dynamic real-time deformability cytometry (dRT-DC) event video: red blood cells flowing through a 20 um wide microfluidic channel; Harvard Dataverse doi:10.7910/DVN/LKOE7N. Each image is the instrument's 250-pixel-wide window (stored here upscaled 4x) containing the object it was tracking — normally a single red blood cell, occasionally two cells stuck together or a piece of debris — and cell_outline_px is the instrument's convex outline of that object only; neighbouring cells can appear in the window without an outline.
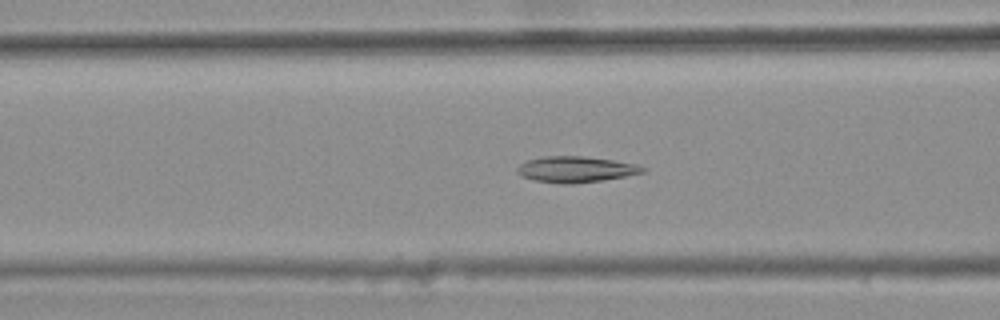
{"species": "common noctule bat (a hibernating species)", "species_latin": "Nyctalus noctula", "temperature_condition": "warm", "stored_images_in_passage": 42, "camera_frame_rate_fps": 3000, "um_per_image_px": 0.085, "animal": {"sex": "female", "body_mass_g": 25.1}, "frame": {"image": 1, "passage_image": 17, "time_ms": 5.333, "image_size_px": [1000, 320], "cell_outline_px": [[648, 168], [644, 172], [624, 176], [600, 180], [572, 184], [564, 184], [536, 180], [524, 176], [516, 172], [516, 168], [520, 164], [528, 160], [544, 156], [584, 156], [612, 160], [636, 164]], "centroid_in_image_um": [48.94, 14.38], "position_along_channel_um": 117.7, "area_um2": 18.73}}
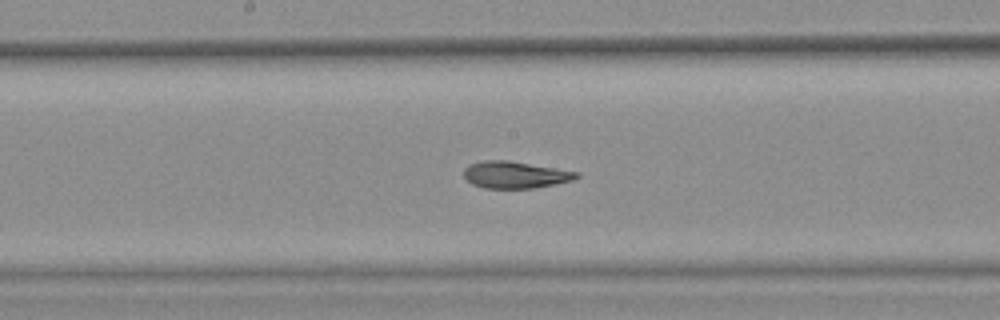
{"frame": {"image": 2, "passage_image": 24, "time_ms": 7.667, "image_size_px": [1000, 320], "cell_outline_px": [[580, 176], [572, 180], [556, 184], [532, 188], [484, 188], [472, 184], [464, 176], [464, 168], [468, 164], [484, 160], [508, 160], [580, 172]], "centroid_in_image_um": [43.78, 14.85], "position_along_channel_um": 204.4, "area_um2": 17.69}}
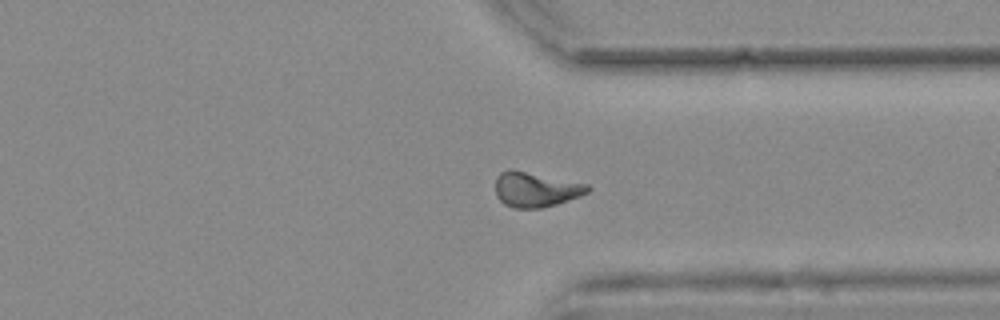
{"frame": {"image": 3, "passage_image": 37, "time_ms": 12.0, "image_size_px": [1000, 320], "cell_outline_px": [[592, 188], [588, 192], [580, 196], [556, 204], [540, 208], [512, 208], [504, 204], [496, 196], [496, 176], [500, 172], [508, 168], [588, 184]], "centroid_in_image_um": [45.51, 16.1], "position_along_channel_um": 365.9, "area_um2": 18.79}, "authors_computed_cell_mechanics": {"area_um2": 18.4382, "velocity_mm_per_s": 3.7242, "shape_relaxation_time_tau1_ms": null, "shape_relaxation_time_tau2_ms": 3.0905, "deformation_change_tau1": null, "deformation_change_tau2": 0.086}}